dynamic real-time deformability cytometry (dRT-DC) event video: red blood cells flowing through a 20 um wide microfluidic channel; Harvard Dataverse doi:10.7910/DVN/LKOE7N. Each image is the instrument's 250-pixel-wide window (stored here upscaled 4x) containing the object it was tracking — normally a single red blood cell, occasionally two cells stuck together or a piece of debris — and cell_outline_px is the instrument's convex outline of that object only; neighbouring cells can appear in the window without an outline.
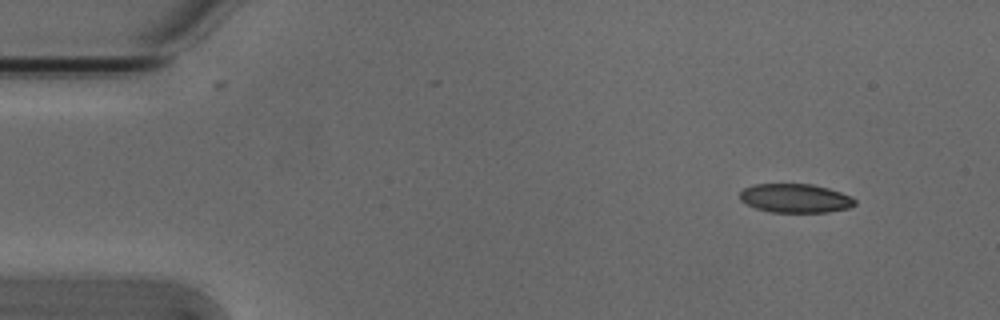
{"species": "Egyptian fruit bat (a non-hibernating species)", "species_latin": "Rousettus aegyptiacus", "temperature_condition": "cold", "stored_images_in_passage": 4, "camera_frame_rate_fps": 3000, "um_per_image_px": 0.085, "animal": {"sex": "male"}, "frame": {"image": 1, "passage_image": 1, "time_ms": 0.0, "image_size_px": [1000, 320], "cell_outline_px": [[856, 204], [848, 208], [828, 212], [772, 212], [756, 208], [740, 200], [740, 192], [744, 188], [756, 184], [812, 184], [828, 188], [852, 196], [856, 200]], "centroid_in_image_um": [67.63, 16.85], "position_along_channel_um": 17.4, "area_um2": 19.31}}
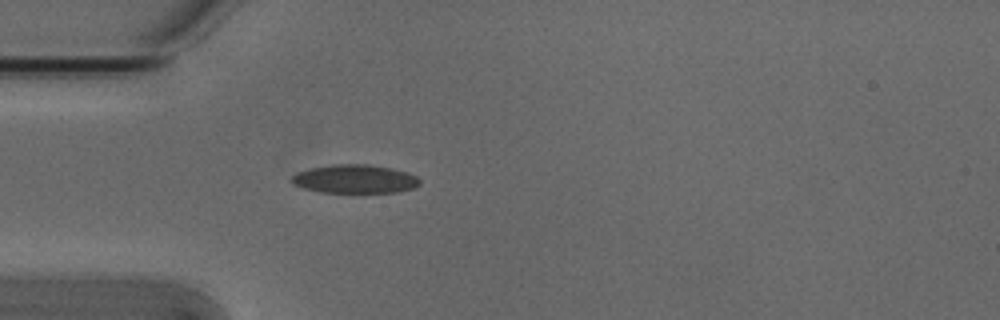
{"frame": {"image": 2, "passage_image": 4, "time_ms": 1.0, "image_size_px": [1000, 320], "cell_outline_px": [[420, 184], [412, 188], [396, 192], [320, 192], [304, 188], [292, 184], [288, 180], [296, 172], [312, 168], [332, 164], [368, 164], [408, 172], [416, 176], [420, 180]], "centroid_in_image_um": [30.12, 15.21], "position_along_channel_um": 54.9, "area_um2": 21.27}}